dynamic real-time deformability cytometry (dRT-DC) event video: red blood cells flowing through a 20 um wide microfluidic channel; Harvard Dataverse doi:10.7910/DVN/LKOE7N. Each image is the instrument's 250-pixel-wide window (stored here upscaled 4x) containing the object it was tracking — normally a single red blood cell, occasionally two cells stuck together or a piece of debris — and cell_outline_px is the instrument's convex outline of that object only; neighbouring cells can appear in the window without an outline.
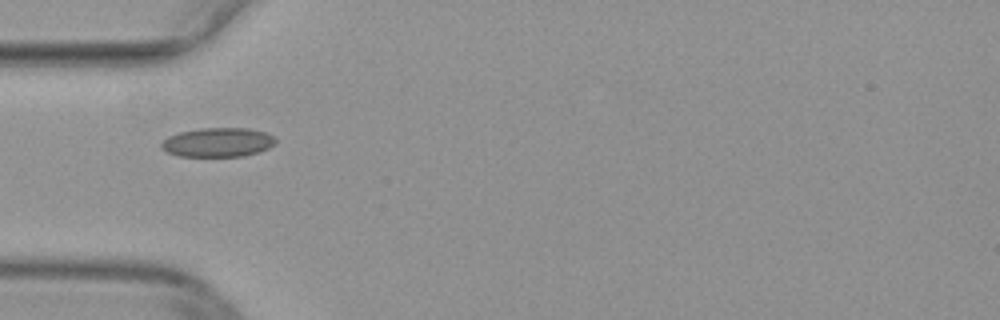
{"species": "common noctule bat (a hibernating species)", "species_latin": "Nyctalus noctula", "temperature_condition": "warm", "stored_images_in_passage": 35, "camera_frame_rate_fps": 3000, "um_per_image_px": 0.085, "animal": {"sex": "female", "body_mass_g": 29.2, "forearm_length_mm": 56.3}, "frame": {"image": 1, "passage_image": 1, "time_ms": 0.0, "image_size_px": [1000, 320], "cell_outline_px": [[276, 144], [260, 152], [244, 156], [180, 156], [168, 152], [160, 148], [160, 144], [168, 136], [180, 132], [200, 128], [248, 128], [264, 132], [276, 136]], "centroid_in_image_um": [18.55, 12.09], "position_along_channel_um": 66.5, "area_um2": 19.54}}
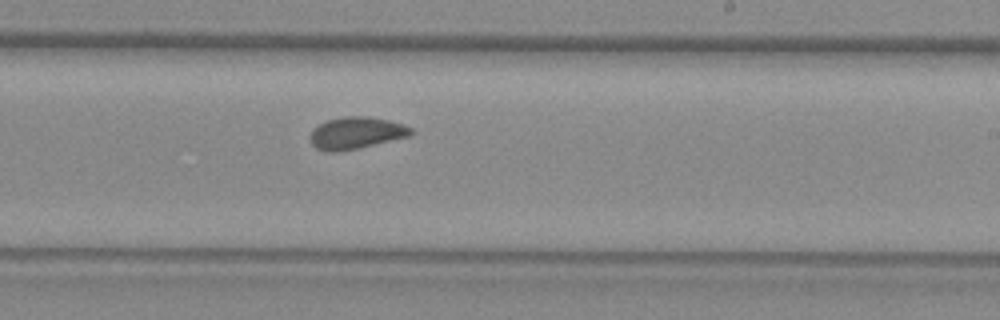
{"frame": {"image": 2, "passage_image": 15, "time_ms": 4.667, "image_size_px": [1000, 320], "cell_outline_px": [[412, 132], [408, 136], [360, 148], [340, 152], [328, 152], [316, 148], [312, 144], [312, 132], [320, 124], [328, 120], [344, 116], [368, 116], [388, 120], [404, 124], [412, 128]], "centroid_in_image_um": [30.29, 11.31], "position_along_channel_um": 258.7, "area_um2": 18.55}}
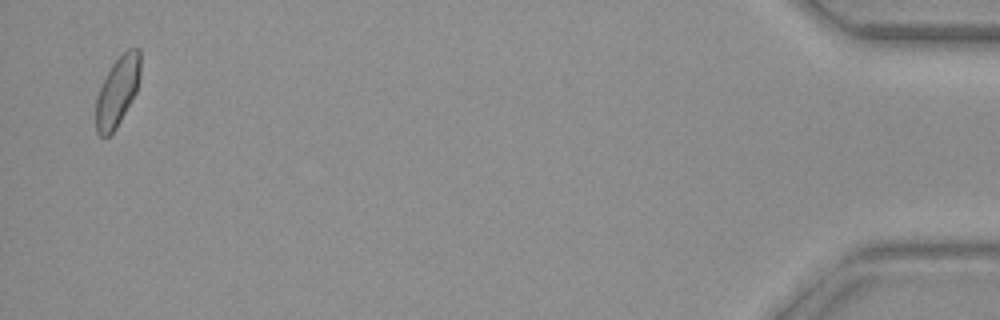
{"frame": {"image": 3, "passage_image": 34, "time_ms": 11.0, "image_size_px": [1000, 320], "cell_outline_px": [[140, 76], [136, 92], [116, 128], [108, 136], [100, 136], [96, 132], [96, 96], [104, 76], [112, 64], [128, 48], [140, 48]], "centroid_in_image_um": [9.97, 7.74], "position_along_channel_um": 425.2, "area_um2": 18.03}}